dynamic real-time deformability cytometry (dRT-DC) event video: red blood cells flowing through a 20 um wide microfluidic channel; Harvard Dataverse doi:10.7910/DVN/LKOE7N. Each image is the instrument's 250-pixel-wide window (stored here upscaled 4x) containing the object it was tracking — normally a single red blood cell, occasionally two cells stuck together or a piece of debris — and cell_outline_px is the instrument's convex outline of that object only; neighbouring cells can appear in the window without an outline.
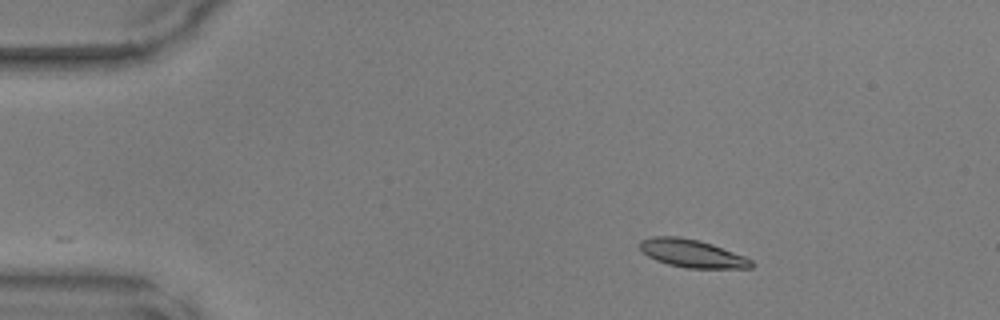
{"species": "common noctule bat (a hibernating species)", "species_latin": "Nyctalus noctula", "temperature_condition": "warm", "stored_images_in_passage": 42, "camera_frame_rate_fps": 3000, "um_per_image_px": 0.085, "animal": {"sex": "male", "body_mass_g": 17.9, "forearm_length_mm": 54.2}, "frame": {"image": 1, "passage_image": 1, "time_ms": 0.0, "image_size_px": [1000, 320], "cell_outline_px": [[756, 264], [752, 268], [688, 268], [668, 264], [656, 260], [648, 256], [640, 248], [640, 240], [652, 236], [680, 236], [700, 240], [712, 244], [744, 256], [752, 260]], "centroid_in_image_um": [58.84, 21.53], "position_along_channel_um": 26.2, "area_um2": 18.21}}
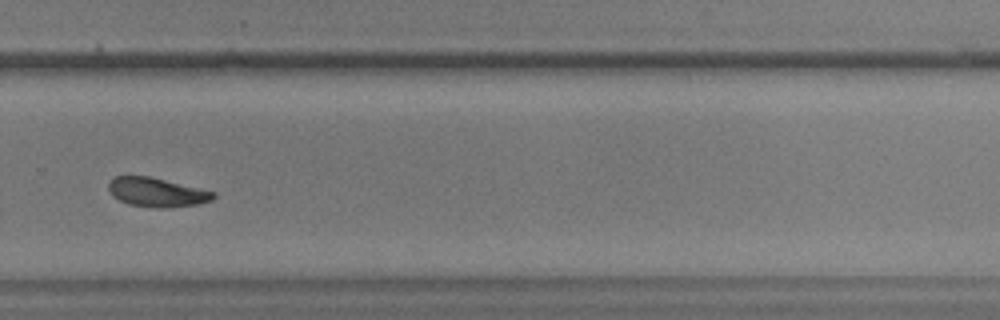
{"frame": {"image": 2, "passage_image": 27, "time_ms": 8.667, "image_size_px": [1000, 320], "cell_outline_px": [[216, 196], [212, 200], [200, 204], [164, 208], [156, 208], [128, 204], [112, 196], [108, 188], [108, 184], [116, 176], [148, 176], [216, 192]], "centroid_in_image_um": [13.34, 16.35], "position_along_channel_um": 316.5, "area_um2": 17.69}}
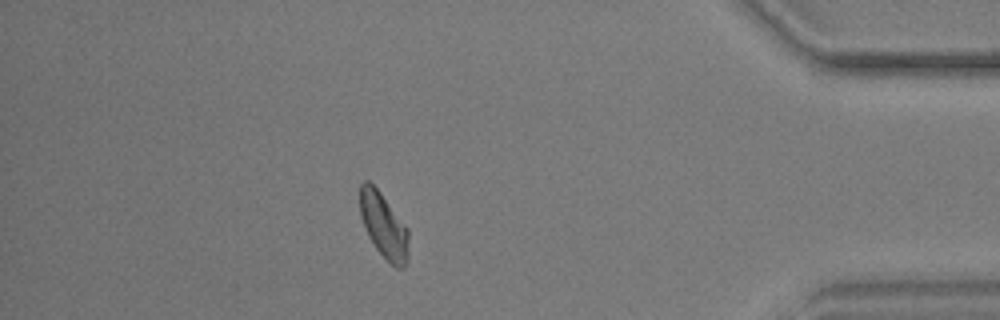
{"frame": {"image": 3, "passage_image": 36, "time_ms": 11.667, "image_size_px": [1000, 320], "cell_outline_px": [[408, 260], [404, 268], [396, 268], [376, 248], [368, 236], [360, 216], [360, 184], [364, 180], [368, 180], [380, 192], [408, 228]], "centroid_in_image_um": [32.62, 19.17], "position_along_channel_um": 402.6, "area_um2": 18.38}}